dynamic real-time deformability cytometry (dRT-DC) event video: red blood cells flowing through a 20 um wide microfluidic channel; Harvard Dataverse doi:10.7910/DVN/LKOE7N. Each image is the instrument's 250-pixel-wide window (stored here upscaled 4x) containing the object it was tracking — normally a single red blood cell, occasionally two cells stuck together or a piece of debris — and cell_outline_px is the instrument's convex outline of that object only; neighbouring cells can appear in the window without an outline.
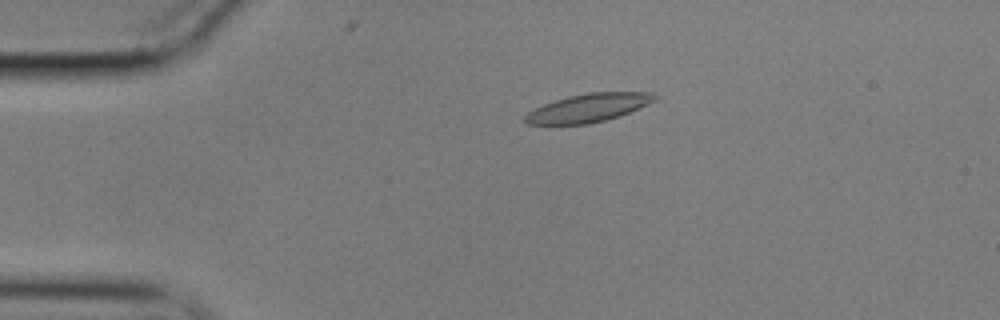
{"species": "common noctule bat (a hibernating species)", "species_latin": "Nyctalus noctula", "temperature_condition": "cold", "stored_images_in_passage": 57, "camera_frame_rate_fps": 3000, "um_per_image_px": 0.085, "animal": {"sex": "male", "body_mass_g": 17.9}, "frame": {"image": 1, "passage_image": 12, "time_ms": 3.667, "image_size_px": [1000, 320], "cell_outline_px": [[660, 96], [656, 100], [648, 104], [620, 116], [588, 124], [528, 124], [524, 120], [524, 116], [528, 112], [544, 104], [568, 96], [588, 92], [652, 92]], "centroid_in_image_um": [50.06, 9.16], "position_along_channel_um": 34.9, "area_um2": 21.33}}
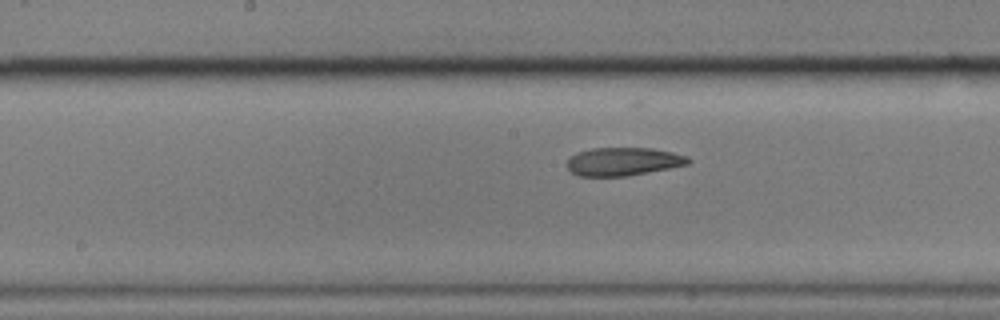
{"frame": {"image": 2, "passage_image": 29, "time_ms": 9.333, "image_size_px": [1000, 320], "cell_outline_px": [[692, 160], [688, 164], [668, 168], [624, 176], [580, 176], [572, 172], [568, 168], [568, 160], [576, 152], [592, 148], [652, 148], [672, 152], [688, 156]], "centroid_in_image_um": [52.98, 13.72], "position_along_channel_um": 195.2, "area_um2": 19.71}}
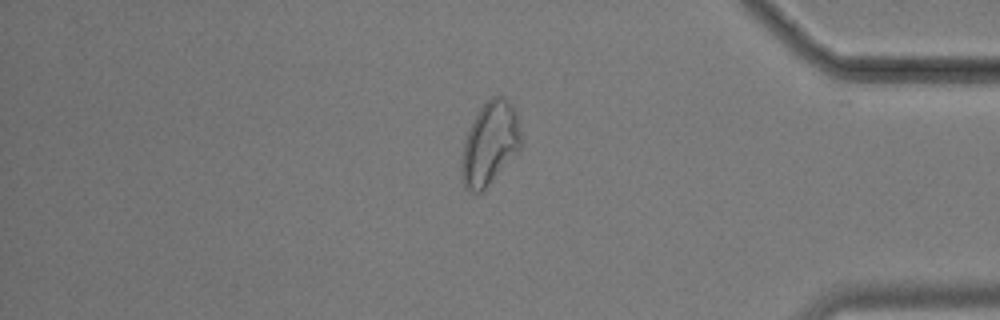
{"frame": {"image": 3, "passage_image": 48, "time_ms": 15.667, "image_size_px": [1000, 320], "cell_outline_px": [[520, 148], [484, 188], [480, 192], [472, 192], [464, 188], [460, 176], [460, 160], [464, 140], [480, 108], [492, 96], [504, 96], [512, 104], [516, 112], [520, 132]], "centroid_in_image_um": [41.59, 12.19], "position_along_channel_um": 393.6, "area_um2": 28.26}, "authors_computed_cell_mechanics": {"area_um2": 21.6172, "velocity_mm_per_s": 3.5385, "shape_relaxation_time_tau1_ms": null, "shape_relaxation_time_tau2_ms": 4.0521, "deformation_change_tau1": null, "deformation_change_tau2": 0.1089}}